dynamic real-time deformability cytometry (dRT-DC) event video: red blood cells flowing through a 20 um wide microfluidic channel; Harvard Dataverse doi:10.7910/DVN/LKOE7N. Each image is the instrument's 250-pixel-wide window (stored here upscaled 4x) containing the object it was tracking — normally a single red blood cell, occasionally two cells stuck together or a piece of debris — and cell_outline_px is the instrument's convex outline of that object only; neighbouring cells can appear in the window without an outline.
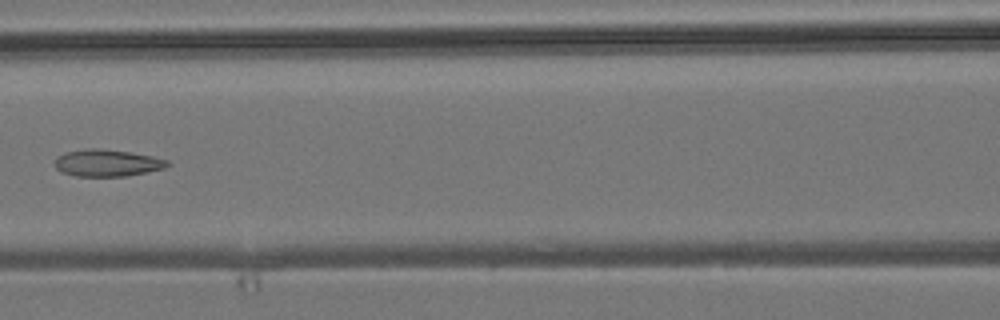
{"species": "common noctule bat (a hibernating species)", "species_latin": "Nyctalus noctula", "temperature_condition": "room temperature", "stored_images_in_passage": 9, "camera_frame_rate_fps": 3000, "um_per_image_px": 0.085, "animal": {"sex": "male", "body_mass_g": 19.2, "forearm_length_mm": 51.8}, "frame": {"image": 1, "passage_image": 7, "time_ms": 7.333, "image_size_px": [1000, 320], "cell_outline_px": [[168, 164], [164, 168], [128, 176], [76, 176], [60, 172], [52, 164], [56, 156], [64, 152], [88, 148], [100, 148], [132, 152], [152, 156], [168, 160]], "centroid_in_image_um": [9.03, 13.84], "position_along_channel_um": 157.6, "area_um2": 17.92}}
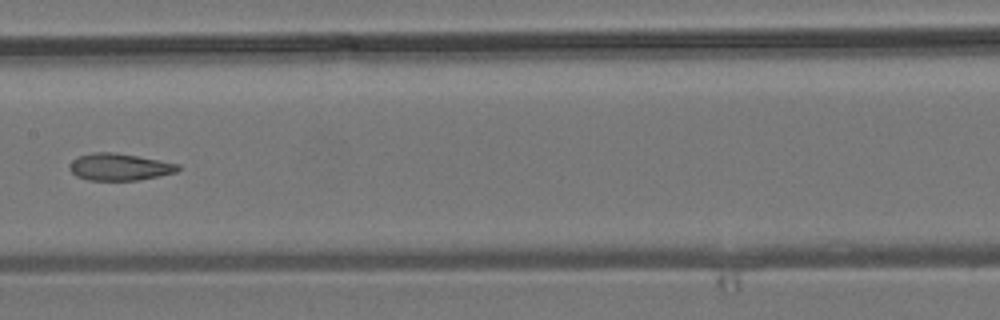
{"frame": {"image": 2, "passage_image": 8, "time_ms": 8.333, "image_size_px": [1000, 320], "cell_outline_px": [[180, 168], [176, 172], [140, 180], [88, 180], [76, 176], [68, 168], [72, 160], [76, 156], [92, 152], [112, 152], [136, 156], [180, 164]], "centroid_in_image_um": [10.12, 14.19], "position_along_channel_um": 197.3, "area_um2": 17.05}}
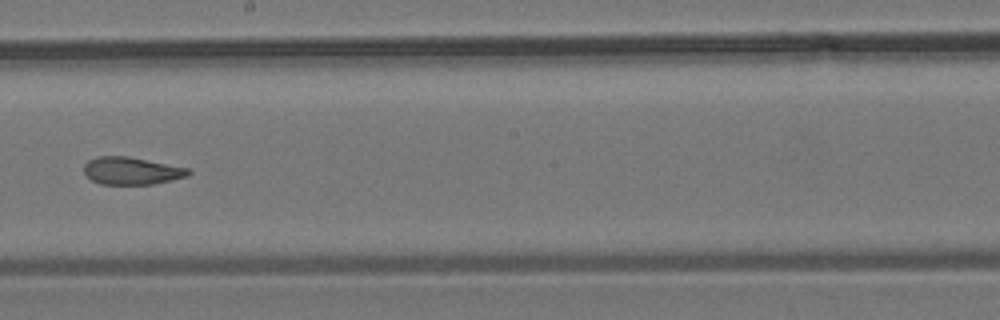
{"frame": {"image": 3, "passage_image": 9, "time_ms": 9.333, "image_size_px": [1000, 320], "cell_outline_px": [[192, 172], [188, 176], [152, 184], [100, 184], [84, 176], [84, 164], [88, 160], [96, 156], [128, 156], [188, 168]], "centroid_in_image_um": [11.14, 14.51], "position_along_channel_um": 237.1, "area_um2": 16.76}}